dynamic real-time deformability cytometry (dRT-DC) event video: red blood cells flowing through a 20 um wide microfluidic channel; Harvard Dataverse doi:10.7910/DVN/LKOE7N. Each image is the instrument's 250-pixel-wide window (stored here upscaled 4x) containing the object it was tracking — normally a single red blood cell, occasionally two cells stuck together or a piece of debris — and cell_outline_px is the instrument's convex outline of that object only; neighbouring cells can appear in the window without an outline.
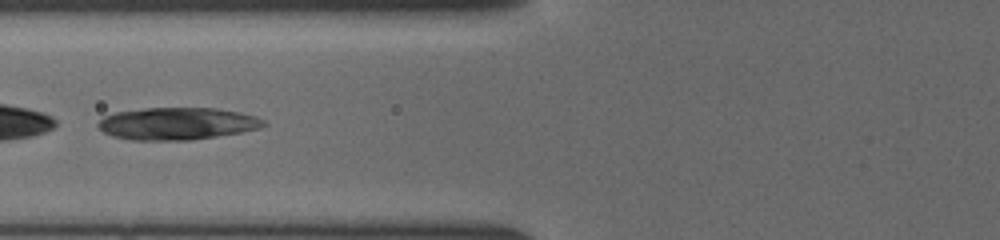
{"species": "common noctule bat (a hibernating species)", "species_latin": "Nyctalus noctula", "temperature_condition": "cold", "stored_images_in_passage": 35, "segment_of_instrument_passage": [1, 2], "camera_frame_rate_fps": 3000, "um_per_image_px": 0.085, "animal": {"sex": "female", "body_mass_g": 19.5, "forearm_length_mm": 54.1}, "frame": {"image": 1, "passage_image": 7, "time_ms": 2.0, "image_size_px": [1000, 240], "cell_outline_px": [[268, 124], [260, 128], [240, 132], [192, 140], [132, 140], [112, 136], [104, 132], [96, 124], [104, 116], [116, 112], [148, 108], [212, 108], [240, 112], [256, 116], [264, 120]], "centroid_in_image_um": [15.07, 10.51], "position_along_channel_um": 110.7, "area_um2": 31.04}}